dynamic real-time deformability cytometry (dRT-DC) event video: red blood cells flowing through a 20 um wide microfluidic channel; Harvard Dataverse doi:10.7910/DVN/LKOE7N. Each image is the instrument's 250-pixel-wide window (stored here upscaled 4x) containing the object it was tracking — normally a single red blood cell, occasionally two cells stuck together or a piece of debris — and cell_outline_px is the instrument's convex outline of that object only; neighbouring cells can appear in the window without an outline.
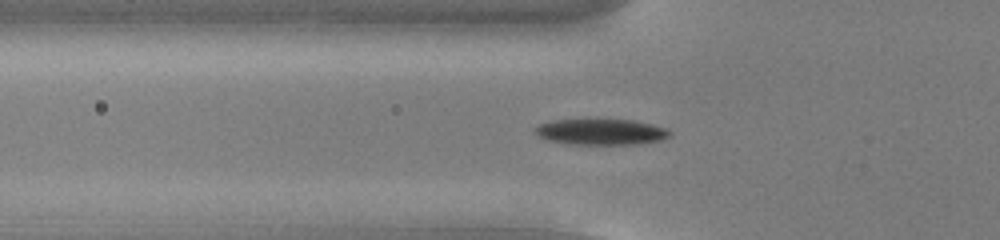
{"species": "common noctule bat (a hibernating species)", "species_latin": "Nyctalus noctula", "temperature_condition": "cold", "stored_images_in_passage": 50, "camera_frame_rate_fps": 3000, "um_per_image_px": 0.085, "animal": {"sex": "male", "body_mass_g": 13.0, "forearm_length_mm": 53.1}, "frame": {"image": 1, "passage_image": 17, "time_ms": 5.333, "image_size_px": [1000, 240], "cell_outline_px": [[672, 136], [660, 140], [636, 144], [572, 144], [544, 140], [536, 136], [532, 132], [536, 124], [552, 120], [636, 120], [668, 128], [672, 132]], "centroid_in_image_um": [51.04, 11.21], "position_along_channel_um": 74.8, "area_um2": 20.69}}
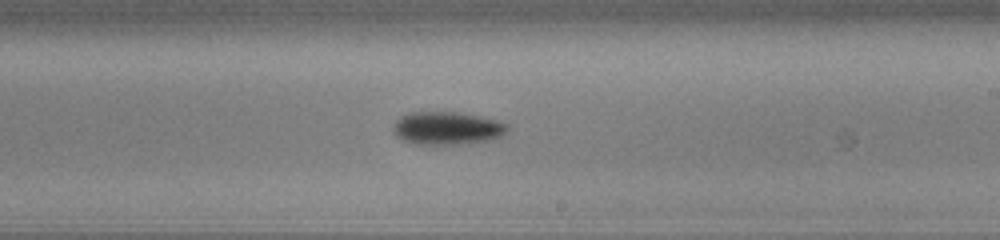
{"frame": {"image": 2, "passage_image": 31, "time_ms": 10.0, "image_size_px": [1000, 240], "cell_outline_px": [[508, 128], [500, 136], [492, 140], [468, 144], [412, 144], [396, 136], [392, 132], [392, 124], [400, 116], [412, 112], [456, 112], [480, 116], [496, 120], [508, 124]], "centroid_in_image_um": [37.97, 10.9], "position_along_channel_um": 251.0, "area_um2": 22.14}}
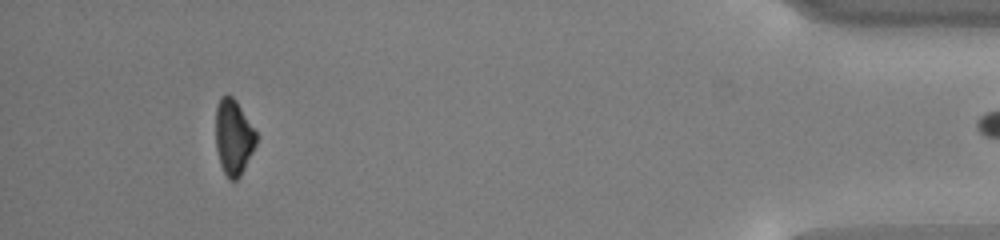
{"frame": {"image": 3, "passage_image": 49, "time_ms": 16.0, "image_size_px": [1000, 240], "cell_outline_px": [[256, 144], [240, 176], [236, 180], [228, 180], [220, 164], [216, 148], [216, 108], [220, 96], [232, 96], [236, 100], [256, 132]], "centroid_in_image_um": [19.83, 11.66], "position_along_channel_um": 415.4, "area_um2": 17.63}}